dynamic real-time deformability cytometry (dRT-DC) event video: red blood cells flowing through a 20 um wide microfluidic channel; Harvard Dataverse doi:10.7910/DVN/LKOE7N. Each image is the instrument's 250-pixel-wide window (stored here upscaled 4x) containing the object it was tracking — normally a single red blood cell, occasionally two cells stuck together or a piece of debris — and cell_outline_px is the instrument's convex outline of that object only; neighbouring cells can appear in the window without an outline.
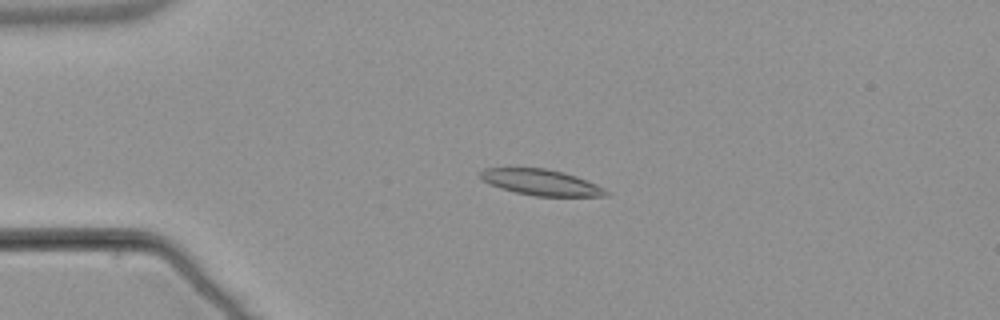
{"species": "common noctule bat (a hibernating species)", "species_latin": "Nyctalus noctula", "temperature_condition": "warm", "stored_images_in_passage": 54, "camera_frame_rate_fps": 3000, "um_per_image_px": 0.085, "animal": {"sex": "male", "body_mass_g": 21.5, "forearm_length_mm": 52.0}, "frame": {"image": 1, "passage_image": 13, "time_ms": 4.0, "image_size_px": [1000, 320], "cell_outline_px": [[608, 196], [536, 196], [516, 192], [500, 188], [488, 184], [480, 176], [480, 172], [484, 168], [544, 168], [564, 172], [576, 176], [596, 184], [604, 188], [608, 192]], "centroid_in_image_um": [45.99, 15.5], "position_along_channel_um": 39.0, "area_um2": 18.84}}
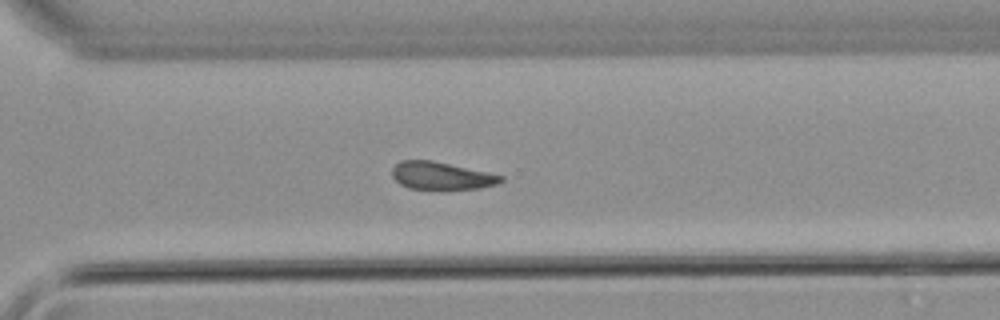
{"frame": {"image": 2, "passage_image": 39, "time_ms": 12.667, "image_size_px": [1000, 320], "cell_outline_px": [[504, 180], [500, 184], [480, 188], [444, 192], [440, 192], [408, 188], [400, 184], [392, 176], [392, 168], [400, 160], [432, 160], [504, 176]], "centroid_in_image_um": [37.53, 14.99], "position_along_channel_um": 333.1, "area_um2": 18.32}}
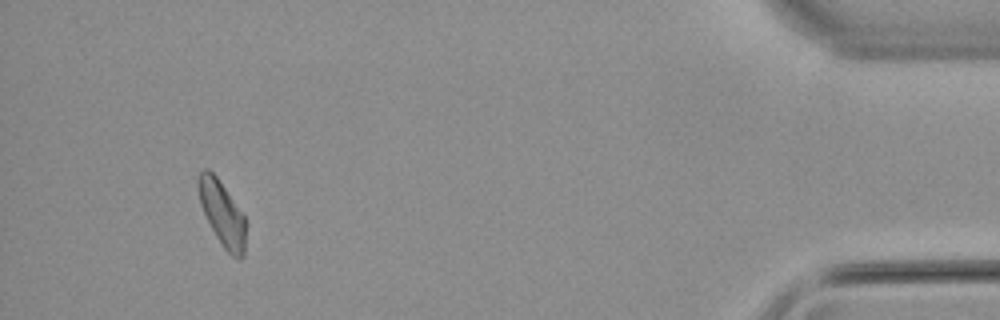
{"frame": {"image": 3, "passage_image": 51, "time_ms": 16.667, "image_size_px": [1000, 320], "cell_outline_px": [[244, 256], [240, 260], [232, 256], [224, 248], [216, 236], [200, 204], [196, 188], [196, 180], [200, 172], [204, 168], [208, 168], [216, 176], [244, 216]], "centroid_in_image_um": [18.83, 18.11], "position_along_channel_um": 416.4, "area_um2": 17.57}}